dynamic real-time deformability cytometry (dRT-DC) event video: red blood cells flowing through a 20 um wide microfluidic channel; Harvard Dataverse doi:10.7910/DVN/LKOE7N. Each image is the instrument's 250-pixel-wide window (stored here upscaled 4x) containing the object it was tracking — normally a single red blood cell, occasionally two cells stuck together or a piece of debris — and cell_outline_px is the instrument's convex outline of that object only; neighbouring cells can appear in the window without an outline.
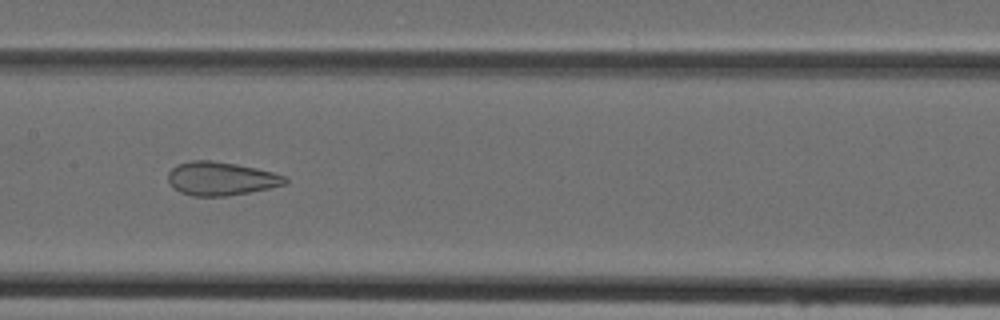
{"species": "Egyptian fruit bat (a non-hibernating species)", "species_latin": "Rousettus aegyptiacus", "temperature_condition": "cold", "stored_images_in_passage": 47, "camera_frame_rate_fps": 3000, "um_per_image_px": 0.085, "animal": {"sex": "female"}, "frame": {"image": 1, "passage_image": 23, "time_ms": 7.333, "image_size_px": [1000, 320], "cell_outline_px": [[288, 184], [228, 196], [192, 196], [180, 192], [172, 188], [168, 180], [168, 172], [176, 164], [192, 160], [212, 160], [236, 164], [256, 168], [272, 172], [284, 176], [288, 180]], "centroid_in_image_um": [18.75, 15.18], "position_along_channel_um": 188.7, "area_um2": 22.95}}
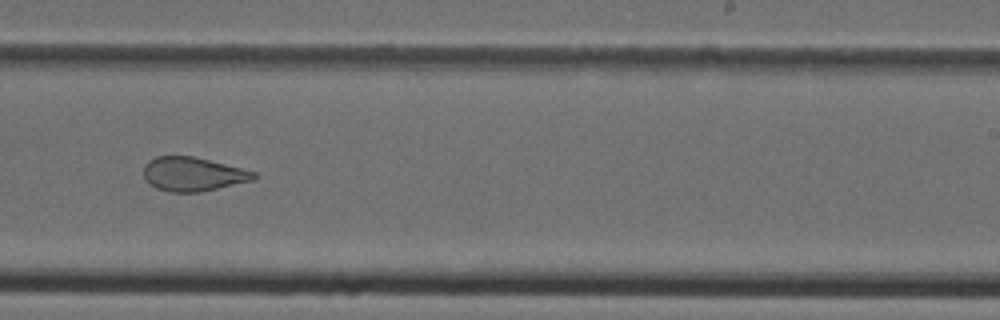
{"frame": {"image": 2, "passage_image": 29, "time_ms": 9.333, "image_size_px": [1000, 320], "cell_outline_px": [[260, 176], [256, 180], [200, 192], [168, 192], [156, 188], [148, 184], [144, 176], [144, 164], [148, 160], [156, 156], [192, 156], [256, 172]], "centroid_in_image_um": [16.4, 14.81], "position_along_channel_um": 272.6, "area_um2": 21.96}}
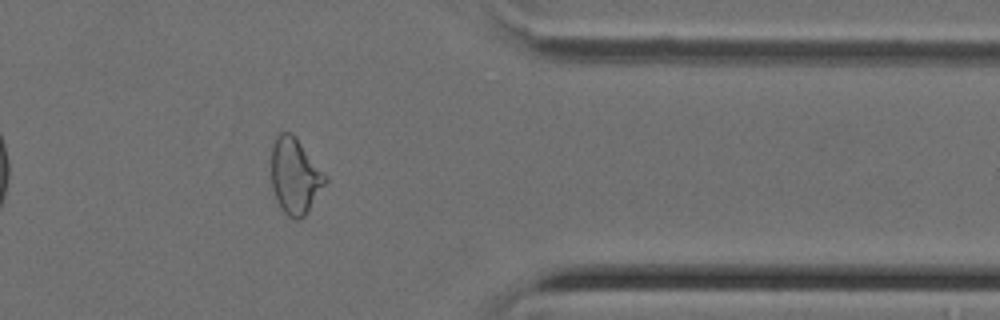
{"frame": {"image": 3, "passage_image": 38, "time_ms": 12.333, "image_size_px": [1000, 320], "cell_outline_px": [[328, 180], [304, 216], [300, 220], [296, 220], [288, 216], [284, 212], [272, 188], [272, 144], [276, 136], [280, 132], [292, 132], [296, 136], [328, 176]], "centroid_in_image_um": [25.1, 14.92], "position_along_channel_um": 386.3, "area_um2": 23.81}}